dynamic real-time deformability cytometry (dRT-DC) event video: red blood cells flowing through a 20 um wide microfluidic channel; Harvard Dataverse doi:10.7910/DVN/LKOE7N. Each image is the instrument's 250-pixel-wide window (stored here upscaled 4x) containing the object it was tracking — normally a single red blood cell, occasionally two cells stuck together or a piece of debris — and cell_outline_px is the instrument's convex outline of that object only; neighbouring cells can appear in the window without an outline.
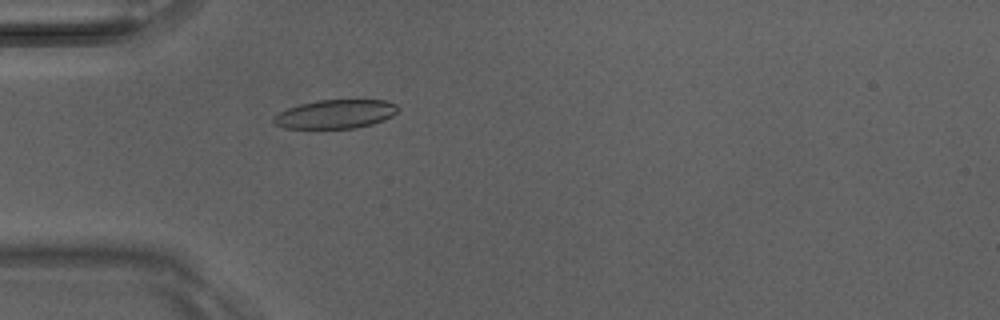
{"species": "Egyptian fruit bat (a non-hibernating species)", "species_latin": "Rousettus aegyptiacus", "temperature_condition": "room temperature", "stored_images_in_passage": 40, "camera_frame_rate_fps": 3000, "um_per_image_px": 0.085, "animal": {"sex": "male"}, "frame": {"image": 1, "passage_image": 5, "time_ms": 1.333, "image_size_px": [1000, 320], "cell_outline_px": [[400, 108], [392, 116], [384, 120], [372, 124], [356, 128], [284, 128], [276, 124], [272, 120], [272, 116], [288, 108], [300, 104], [316, 100], [384, 100], [396, 104]], "centroid_in_image_um": [28.52, 9.69], "position_along_channel_um": 56.5, "area_um2": 20.87}}
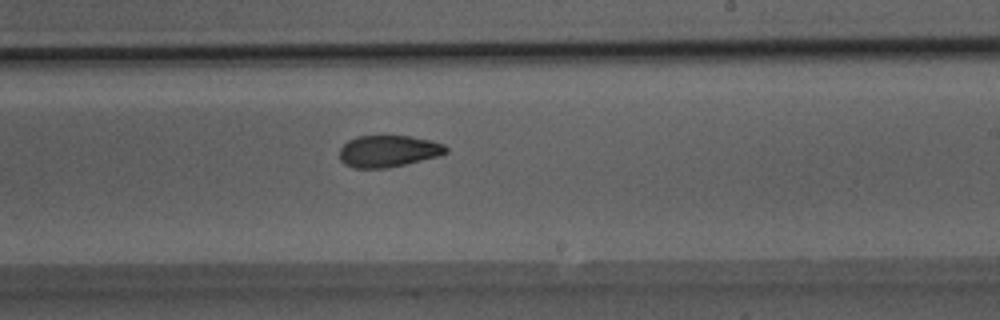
{"frame": {"image": 2, "passage_image": 20, "time_ms": 6.333, "image_size_px": [1000, 320], "cell_outline_px": [[448, 152], [440, 156], [388, 168], [352, 168], [344, 164], [340, 160], [340, 148], [348, 140], [356, 136], [412, 136], [432, 140], [444, 144], [448, 148]], "centroid_in_image_um": [33.02, 12.85], "position_along_channel_um": 256.0, "area_um2": 19.94}}
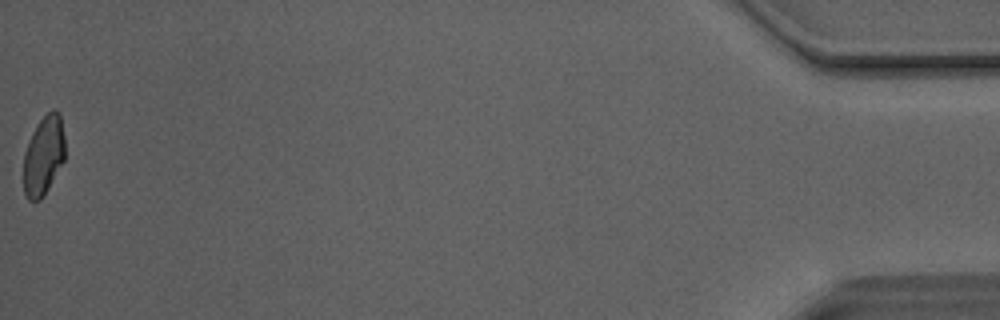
{"frame": {"image": 3, "passage_image": 40, "time_ms": 13.0, "image_size_px": [1000, 320], "cell_outline_px": [[64, 160], [48, 188], [40, 200], [28, 200], [24, 192], [24, 152], [32, 132], [36, 124], [52, 108], [60, 112], [64, 136]], "centroid_in_image_um": [3.7, 13.19], "position_along_channel_um": 431.5, "area_um2": 19.07}, "authors_computed_cell_mechanics": {"area_um2": 20.6346, "velocity_mm_per_s": 4.1293, "shape_relaxation_time_tau1_ms": 9.8916, "shape_relaxation_time_tau2_ms": 4.7936, "deformation_change_tau1": 0.2255, "deformation_change_tau2": 0.0808}}